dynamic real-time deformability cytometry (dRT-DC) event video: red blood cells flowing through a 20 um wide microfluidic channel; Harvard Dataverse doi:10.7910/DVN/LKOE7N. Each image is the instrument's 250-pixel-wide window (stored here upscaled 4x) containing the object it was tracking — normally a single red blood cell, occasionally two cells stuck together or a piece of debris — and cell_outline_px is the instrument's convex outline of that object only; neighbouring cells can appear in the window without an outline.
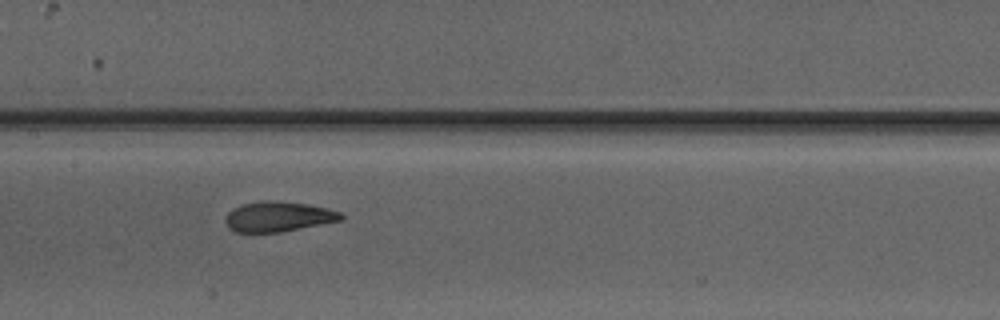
{"species": "Egyptian fruit bat (a non-hibernating species)", "species_latin": "Rousettus aegyptiacus", "temperature_condition": "warm", "stored_images_in_passage": 9, "camera_frame_rate_fps": 3000, "um_per_image_px": 0.085, "animal": {"sex": "male"}, "frame": {"image": 1, "passage_image": 9, "time_ms": 9.667, "image_size_px": [1000, 320], "cell_outline_px": [[344, 220], [280, 232], [236, 232], [228, 228], [224, 220], [224, 216], [232, 208], [240, 204], [264, 200], [276, 200], [308, 204], [328, 208], [340, 212], [344, 216]], "centroid_in_image_um": [23.63, 18.4], "position_along_channel_um": 183.8, "area_um2": 20.63}}